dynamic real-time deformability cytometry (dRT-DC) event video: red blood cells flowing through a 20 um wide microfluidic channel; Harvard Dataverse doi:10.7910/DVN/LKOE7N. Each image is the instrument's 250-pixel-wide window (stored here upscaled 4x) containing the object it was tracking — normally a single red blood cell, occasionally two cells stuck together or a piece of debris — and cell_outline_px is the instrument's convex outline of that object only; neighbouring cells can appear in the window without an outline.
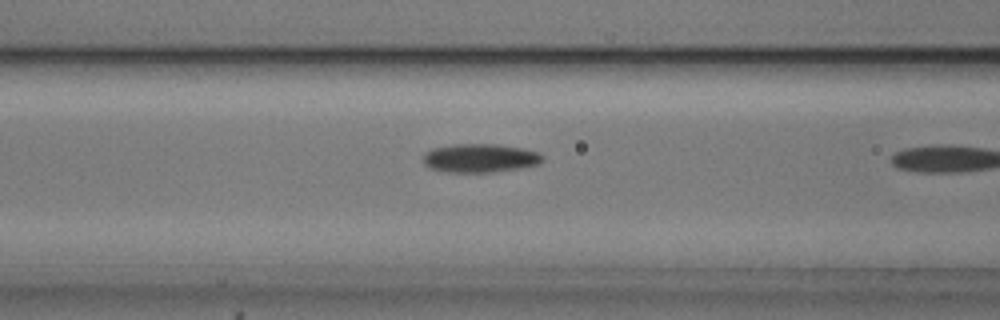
{"species": "common noctule bat (a hibernating species)", "species_latin": "Nyctalus noctula", "temperature_condition": "cold", "stored_images_in_passage": 10, "camera_frame_rate_fps": 3000, "um_per_image_px": 0.085, "animal": {"sex": "male", "body_mass_g": 20.5, "forearm_length_mm": 52.5}, "frame": {"image": 1, "passage_image": 9, "time_ms": 2.667, "image_size_px": [1000, 320], "cell_outline_px": [[544, 160], [540, 164], [516, 168], [488, 172], [448, 172], [428, 168], [424, 164], [424, 152], [432, 148], [452, 144], [496, 144], [520, 148], [540, 152], [544, 156]], "centroid_in_image_um": [40.78, 13.43], "position_along_channel_um": 125.8, "area_um2": 19.94}}